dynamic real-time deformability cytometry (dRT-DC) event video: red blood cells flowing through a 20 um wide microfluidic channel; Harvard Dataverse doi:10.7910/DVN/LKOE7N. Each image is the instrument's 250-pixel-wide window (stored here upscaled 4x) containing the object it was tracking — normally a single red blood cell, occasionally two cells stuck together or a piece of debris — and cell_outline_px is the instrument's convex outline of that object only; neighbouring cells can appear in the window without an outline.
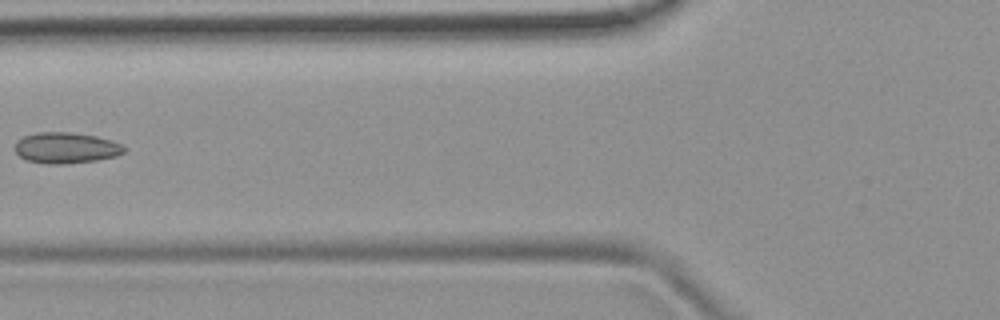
{"species": "common noctule bat (a hibernating species)", "species_latin": "Nyctalus noctula", "temperature_condition": "room temperature", "stored_images_in_passage": 6, "camera_frame_rate_fps": 3000, "um_per_image_px": 0.085, "animal": {"sex": "female", "body_mass_g": 19.9}, "frame": {"image": 1, "passage_image": 5, "time_ms": 6.0, "image_size_px": [1000, 320], "cell_outline_px": [[124, 152], [116, 156], [96, 160], [64, 164], [48, 164], [28, 160], [20, 156], [16, 152], [16, 140], [24, 136], [36, 132], [72, 132], [96, 136], [112, 140], [120, 144], [124, 148]], "centroid_in_image_um": [5.6, 12.56], "position_along_channel_um": 120.2, "area_um2": 19.59}}
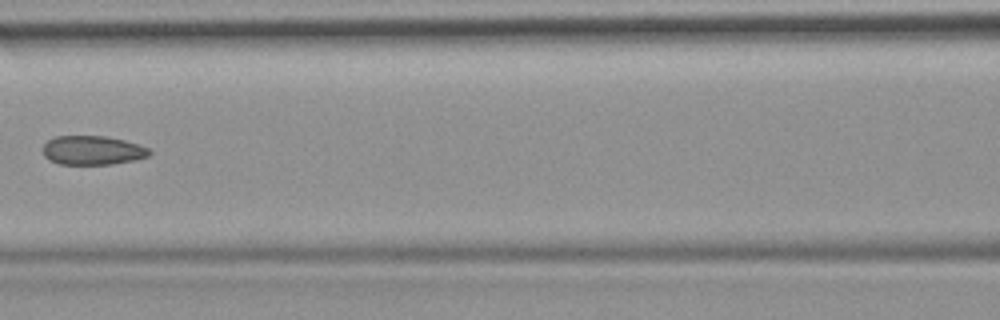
{"frame": {"image": 2, "passage_image": 6, "time_ms": 7.0, "image_size_px": [1000, 320], "cell_outline_px": [[152, 152], [148, 156], [136, 160], [112, 164], [60, 164], [48, 160], [44, 156], [44, 144], [48, 140], [56, 136], [104, 136], [124, 140], [140, 144], [148, 148]], "centroid_in_image_um": [7.88, 12.78], "position_along_channel_um": 158.7, "area_um2": 18.09}}